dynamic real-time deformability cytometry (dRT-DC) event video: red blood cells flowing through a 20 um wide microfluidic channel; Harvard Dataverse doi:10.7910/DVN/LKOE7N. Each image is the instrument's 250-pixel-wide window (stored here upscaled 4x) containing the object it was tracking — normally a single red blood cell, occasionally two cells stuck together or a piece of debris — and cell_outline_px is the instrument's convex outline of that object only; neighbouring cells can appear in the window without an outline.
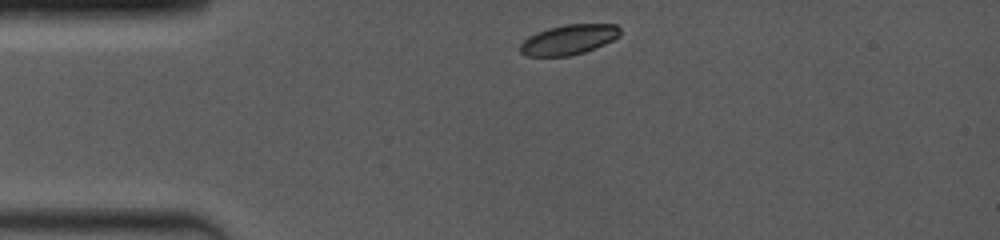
{"species": "common noctule bat (a hibernating species)", "species_latin": "Nyctalus noctula", "temperature_condition": "room temperature", "stored_images_in_passage": 5, "camera_frame_rate_fps": 4000, "um_per_image_px": 0.085, "animal": {"sex": "female", "body_mass_g": 19.0, "forearm_length_mm": 53.3}, "frame": {"image": 1, "passage_image": 1, "time_ms": 0.0, "image_size_px": [1000, 240], "cell_outline_px": [[620, 36], [596, 48], [584, 52], [568, 56], [528, 56], [520, 52], [520, 44], [528, 36], [536, 32], [548, 28], [564, 24], [616, 24], [620, 28]], "centroid_in_image_um": [48.34, 3.36], "position_along_channel_um": 36.7, "area_um2": 17.51}}
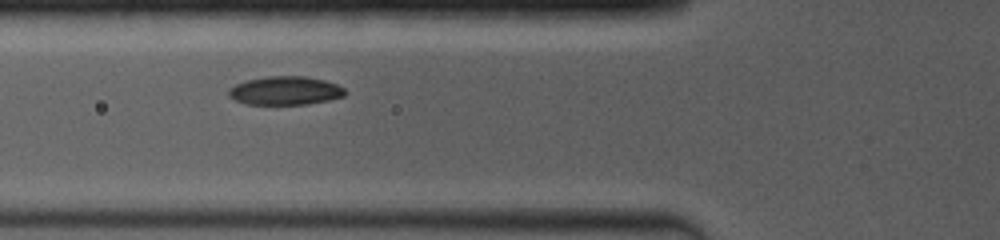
{"frame": {"image": 2, "passage_image": 4, "time_ms": 2.5, "image_size_px": [1000, 240], "cell_outline_px": [[348, 92], [344, 96], [328, 100], [308, 104], [248, 104], [236, 100], [228, 96], [228, 88], [236, 84], [248, 80], [268, 76], [304, 76], [324, 80], [336, 84], [344, 88]], "centroid_in_image_um": [24.26, 7.7], "position_along_channel_um": 101.5, "area_um2": 19.31}}
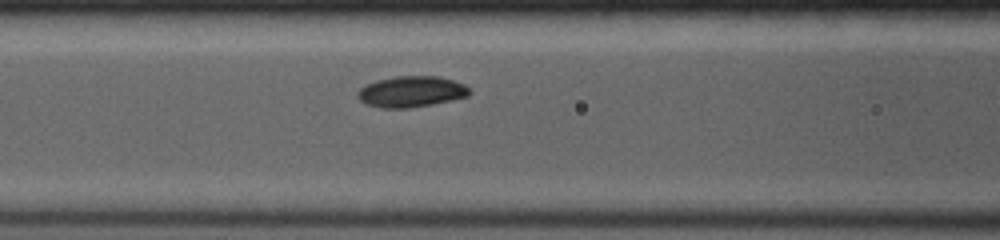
{"frame": {"image": 3, "passage_image": 5, "time_ms": 3.25, "image_size_px": [1000, 240], "cell_outline_px": [[472, 92], [468, 96], [452, 100], [432, 104], [408, 108], [380, 108], [368, 104], [360, 100], [356, 96], [356, 92], [364, 84], [376, 80], [396, 76], [440, 76], [464, 84]], "centroid_in_image_um": [34.94, 7.78], "position_along_channel_um": 131.7, "area_um2": 20.35}}